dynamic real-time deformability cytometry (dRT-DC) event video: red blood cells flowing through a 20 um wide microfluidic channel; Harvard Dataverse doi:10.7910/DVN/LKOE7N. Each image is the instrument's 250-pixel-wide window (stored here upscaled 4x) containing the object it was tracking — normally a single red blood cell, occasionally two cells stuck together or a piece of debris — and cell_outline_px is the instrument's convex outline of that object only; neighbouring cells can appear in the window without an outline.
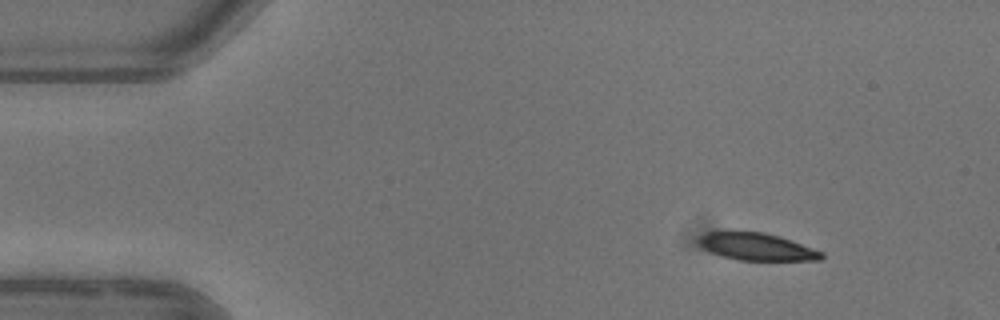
{"species": "common noctule bat (a hibernating species)", "species_latin": "Nyctalus noctula", "temperature_condition": "warm", "stored_images_in_passage": 5, "camera_frame_rate_fps": 3000, "um_per_image_px": 0.085, "animal": {"sex": "female"}, "frame": {"image": 1, "passage_image": 1, "time_ms": 0.0, "image_size_px": [1000, 320], "cell_outline_px": [[824, 256], [820, 260], [740, 260], [724, 256], [712, 252], [704, 248], [696, 240], [704, 232], [764, 232], [780, 236], [792, 240], [824, 252]], "centroid_in_image_um": [64.36, 20.97], "position_along_channel_um": 20.6, "area_um2": 19.36}}
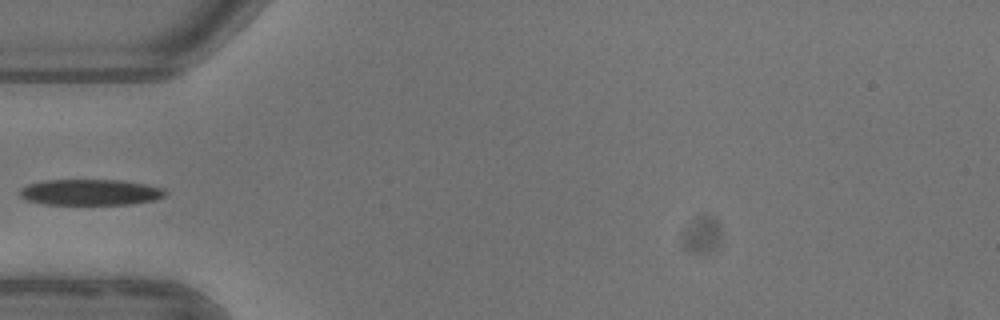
{"frame": {"image": 2, "passage_image": 4, "time_ms": 3.667, "image_size_px": [1000, 320], "cell_outline_px": [[168, 192], [164, 196], [152, 200], [132, 204], [44, 204], [28, 200], [20, 196], [20, 188], [28, 184], [44, 180], [120, 180], [144, 184], [164, 188]], "centroid_in_image_um": [7.68, 16.33], "position_along_channel_um": 77.3, "area_um2": 21.91}}
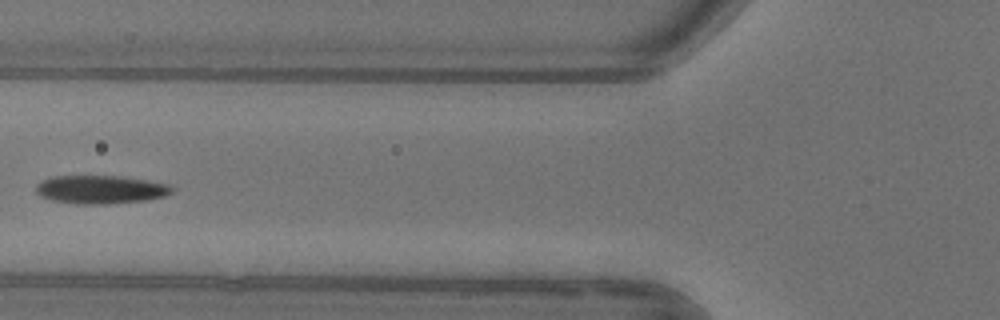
{"frame": {"image": 3, "passage_image": 5, "time_ms": 4.667, "image_size_px": [1000, 320], "cell_outline_px": [[172, 192], [164, 196], [148, 200], [108, 204], [80, 204], [52, 200], [40, 196], [36, 192], [36, 184], [40, 180], [52, 176], [120, 176], [172, 184]], "centroid_in_image_um": [8.54, 16.1], "position_along_channel_um": 117.3, "area_um2": 22.6}}